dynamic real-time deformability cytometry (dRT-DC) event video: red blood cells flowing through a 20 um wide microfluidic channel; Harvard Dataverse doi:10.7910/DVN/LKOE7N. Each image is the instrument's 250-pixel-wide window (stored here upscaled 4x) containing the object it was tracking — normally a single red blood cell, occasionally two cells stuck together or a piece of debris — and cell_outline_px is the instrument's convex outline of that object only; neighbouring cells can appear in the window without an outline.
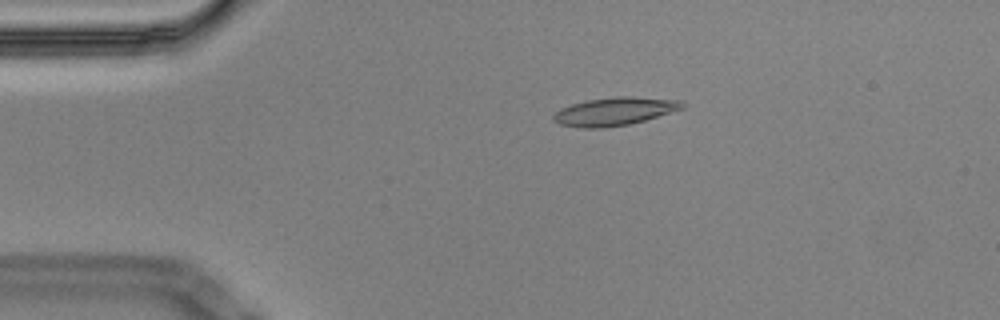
{"species": "Egyptian fruit bat (a non-hibernating species)", "species_latin": "Rousettus aegyptiacus", "temperature_condition": "cold", "stored_images_in_passage": 5, "camera_frame_rate_fps": 3000, "um_per_image_px": 0.085, "animal": {"sex": "male"}, "frame": {"image": 1, "passage_image": 3, "time_ms": 0.667, "image_size_px": [1000, 320], "cell_outline_px": [[684, 108], [644, 120], [628, 124], [604, 128], [580, 128], [560, 124], [552, 120], [552, 116], [560, 108], [572, 104], [588, 100], [616, 96], [632, 96], [680, 100], [684, 104]], "centroid_in_image_um": [52.21, 9.47], "position_along_channel_um": 32.8, "area_um2": 21.04}}
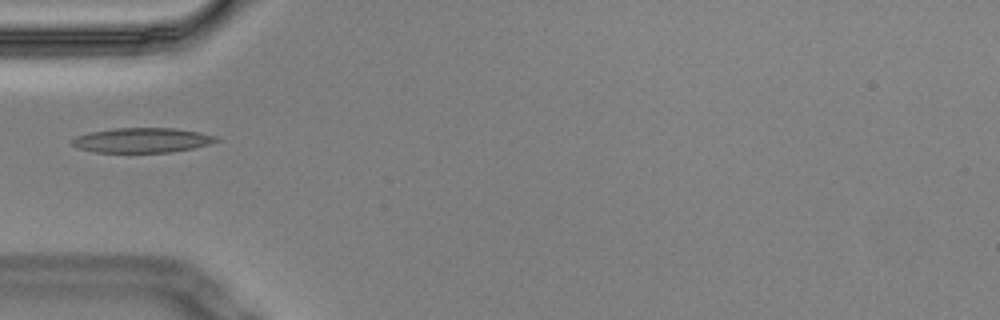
{"frame": {"image": 2, "passage_image": 5, "time_ms": 1.333, "image_size_px": [1000, 320], "cell_outline_px": [[220, 140], [208, 144], [192, 148], [172, 152], [96, 152], [80, 148], [72, 144], [72, 140], [76, 136], [88, 132], [116, 128], [176, 128], [200, 132], [216, 136]], "centroid_in_image_um": [12.1, 11.91], "position_along_channel_um": 72.9, "area_um2": 20.69}}